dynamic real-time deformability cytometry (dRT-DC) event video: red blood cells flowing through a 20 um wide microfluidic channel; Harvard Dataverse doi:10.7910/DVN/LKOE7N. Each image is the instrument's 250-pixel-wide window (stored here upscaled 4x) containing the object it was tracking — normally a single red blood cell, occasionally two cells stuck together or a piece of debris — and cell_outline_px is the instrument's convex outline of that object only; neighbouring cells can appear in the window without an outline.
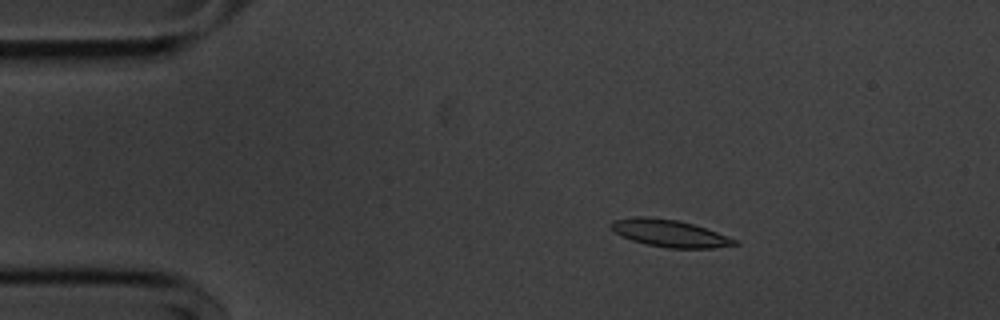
{"species": "common noctule bat (a hibernating species)", "species_latin": "Nyctalus noctula", "temperature_condition": "cold", "stored_images_in_passage": 46, "camera_frame_rate_fps": 3000, "um_per_image_px": 0.085, "animal": {"sex": "male", "body_mass_g": 20.1, "forearm_length_mm": 53.5}, "frame": {"image": 1, "passage_image": 1, "time_ms": 0.0, "image_size_px": [1000, 320], "cell_outline_px": [[740, 244], [712, 248], [668, 248], [648, 244], [632, 240], [616, 232], [608, 224], [612, 220], [632, 216], [648, 216], [680, 220], [740, 240]], "centroid_in_image_um": [56.93, 19.81], "position_along_channel_um": 28.1, "area_um2": 19.59}}
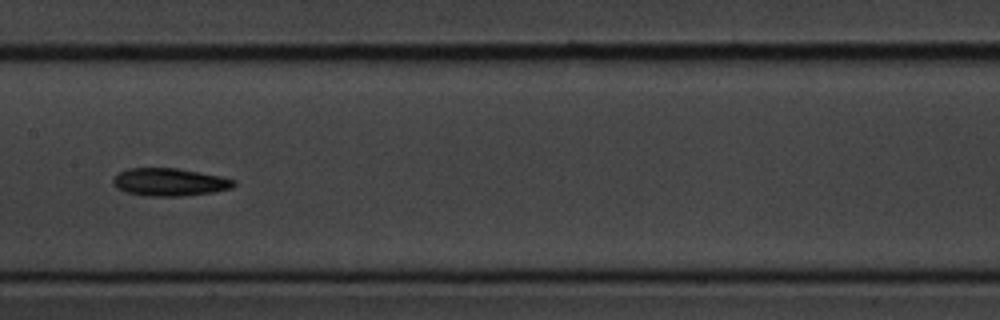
{"frame": {"image": 2, "passage_image": 19, "time_ms": 6.0, "image_size_px": [1000, 320], "cell_outline_px": [[236, 184], [232, 188], [212, 192], [180, 196], [144, 196], [124, 192], [116, 188], [112, 184], [112, 176], [128, 168], [176, 168], [220, 176], [236, 180]], "centroid_in_image_um": [14.36, 15.48], "position_along_channel_um": 193.0, "area_um2": 19.65}}
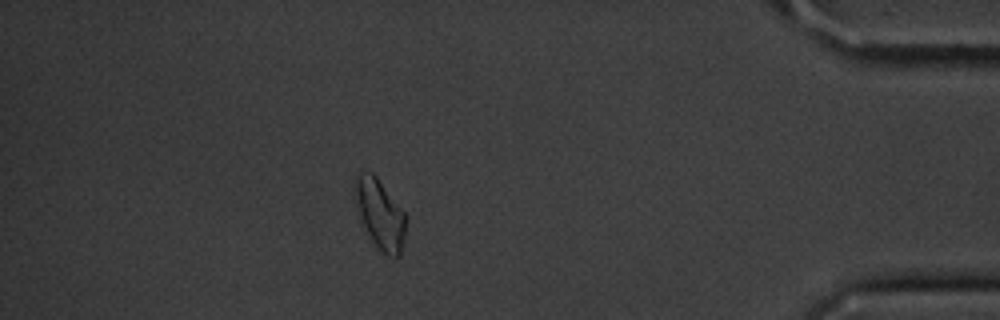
{"frame": {"image": 3, "passage_image": 40, "time_ms": 13.0, "image_size_px": [1000, 320], "cell_outline_px": [[408, 216], [400, 256], [396, 260], [380, 252], [372, 244], [352, 196], [356, 176], [360, 172], [372, 172], [376, 176]], "centroid_in_image_um": [32.31, 18.23], "position_along_channel_um": 402.9, "area_um2": 21.15}, "authors_computed_cell_mechanics": {"area_um2": 19.3052, "velocity_mm_per_s": 3.632, "shape_relaxation_time_tau1_ms": 7.0725, "shape_relaxation_time_tau2_ms": null, "deformation_change_tau1": 0.1701, "deformation_change_tau2": null}}